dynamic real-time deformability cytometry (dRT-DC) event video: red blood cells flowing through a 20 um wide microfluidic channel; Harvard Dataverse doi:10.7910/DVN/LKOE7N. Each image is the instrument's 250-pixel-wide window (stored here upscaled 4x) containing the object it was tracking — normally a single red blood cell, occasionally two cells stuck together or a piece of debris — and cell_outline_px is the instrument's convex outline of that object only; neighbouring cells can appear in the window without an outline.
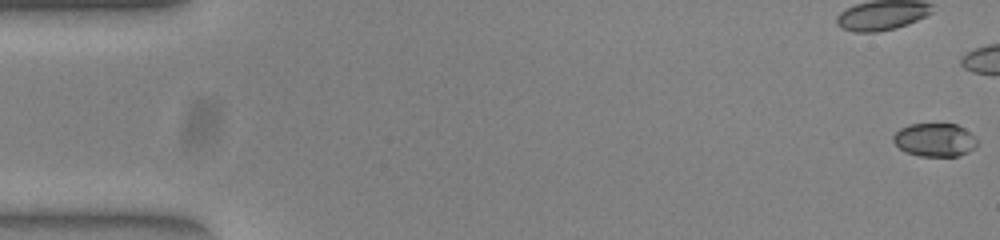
{"species": "common noctule bat (a hibernating species)", "species_latin": "Nyctalus noctula", "temperature_condition": "warm", "stored_images_in_passage": 42, "camera_frame_rate_fps": 3000, "um_per_image_px": 0.085, "animal": {"sex": "female", "body_mass_g": 23.0, "forearm_length_mm": 53.4}, "frame": {"image": 1, "passage_image": 1, "time_ms": 0.0, "image_size_px": [1000, 240], "cell_outline_px": [[976, 144], [968, 152], [956, 156], [920, 156], [904, 152], [892, 140], [892, 136], [900, 128], [908, 124], [956, 124], [964, 128], [976, 136]], "centroid_in_image_um": [79.43, 11.88], "position_along_channel_um": 5.6, "area_um2": 16.3}}